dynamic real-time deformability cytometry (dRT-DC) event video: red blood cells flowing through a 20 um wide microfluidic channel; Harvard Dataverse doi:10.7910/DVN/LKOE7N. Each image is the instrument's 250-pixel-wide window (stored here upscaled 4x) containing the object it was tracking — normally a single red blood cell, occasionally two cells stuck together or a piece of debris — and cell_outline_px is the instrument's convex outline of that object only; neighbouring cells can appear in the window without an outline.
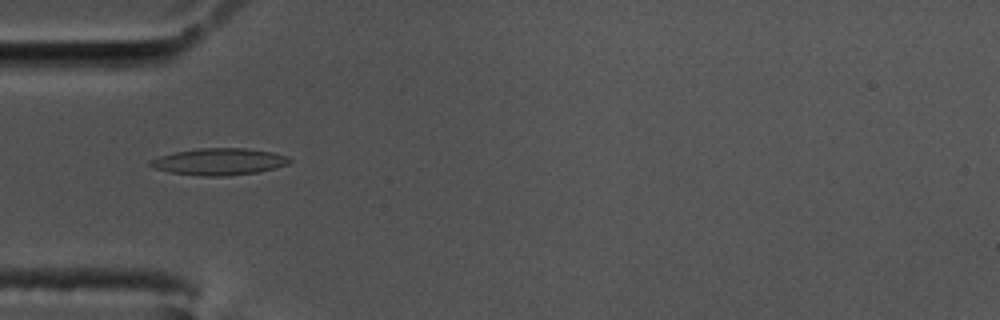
{"species": "common noctule bat (a hibernating species)", "species_latin": "Nyctalus noctula", "temperature_condition": "cold", "stored_images_in_passage": 53, "camera_frame_rate_fps": 3000, "um_per_image_px": 0.085, "animal": {"sex": "male", "body_mass_g": 17.5, "forearm_length_mm": 52.3}, "frame": {"image": 1, "passage_image": 13, "time_ms": 4.0, "image_size_px": [1000, 320], "cell_outline_px": [[292, 160], [288, 164], [260, 172], [228, 176], [204, 176], [168, 172], [152, 168], [148, 164], [148, 160], [156, 156], [176, 152], [200, 148], [244, 148], [272, 152], [288, 156]], "centroid_in_image_um": [18.58, 13.74], "position_along_channel_um": 66.4, "area_um2": 21.96}}
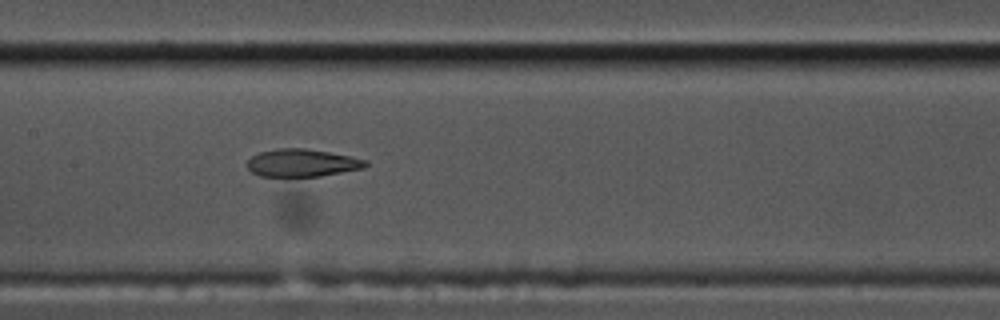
{"frame": {"image": 2, "passage_image": 23, "time_ms": 7.333, "image_size_px": [1000, 320], "cell_outline_px": [[368, 164], [364, 168], [320, 176], [260, 176], [252, 172], [248, 168], [248, 160], [252, 156], [260, 152], [280, 148], [304, 148], [328, 152], [368, 160]], "centroid_in_image_um": [25.68, 13.84], "position_along_channel_um": 181.7, "area_um2": 18.84}}
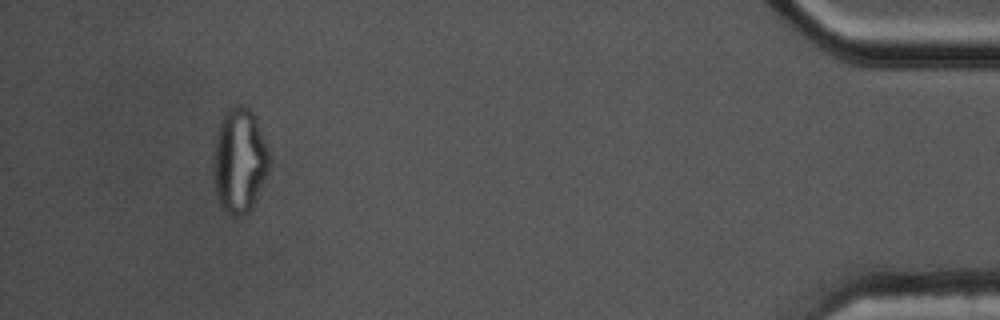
{"frame": {"image": 3, "passage_image": 49, "time_ms": 16.0, "image_size_px": [1000, 320], "cell_outline_px": [[268, 172], [252, 208], [240, 220], [232, 216], [220, 204], [216, 192], [216, 136], [220, 120], [224, 112], [232, 104], [240, 104], [248, 108], [252, 112], [256, 120], [268, 148]], "centroid_in_image_um": [20.38, 13.65], "position_along_channel_um": 414.8, "area_um2": 33.47}, "authors_computed_cell_mechanics": {"area_um2": 20.1144, "velocity_mm_per_s": 3.4677, "shape_relaxation_time_tau1_ms": null, "shape_relaxation_time_tau2_ms": 2.2147, "deformation_change_tau1": null, "deformation_change_tau2": 0.0914}}